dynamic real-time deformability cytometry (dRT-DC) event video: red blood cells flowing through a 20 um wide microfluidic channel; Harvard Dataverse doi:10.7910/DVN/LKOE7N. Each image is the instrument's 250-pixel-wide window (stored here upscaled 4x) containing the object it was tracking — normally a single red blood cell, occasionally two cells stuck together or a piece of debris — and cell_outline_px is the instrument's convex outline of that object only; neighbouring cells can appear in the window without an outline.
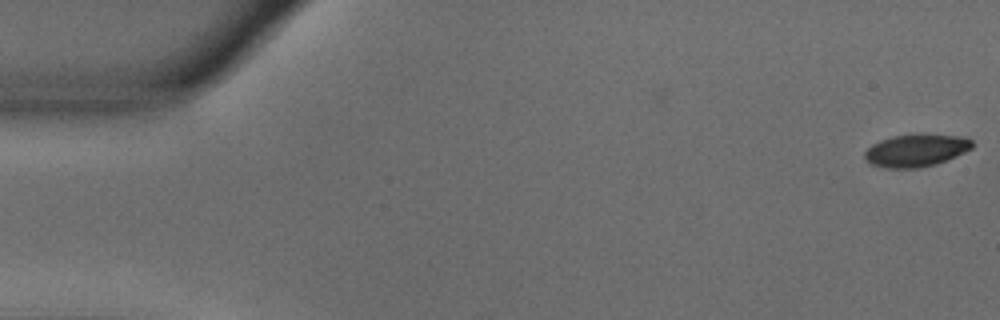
{"species": "common noctule bat (a hibernating species)", "species_latin": "Nyctalus noctula", "temperature_condition": "warm", "stored_images_in_passage": 55, "camera_frame_rate_fps": 3000, "um_per_image_px": 0.085, "animal": {"sex": "male", "body_mass_g": 18.8}, "frame": {"image": 1, "passage_image": 1, "time_ms": 0.0, "image_size_px": [1000, 320], "cell_outline_px": [[972, 148], [964, 152], [944, 160], [932, 164], [916, 168], [884, 168], [868, 164], [864, 156], [864, 152], [872, 144], [880, 140], [892, 136], [920, 132], [924, 132], [968, 136], [972, 140]], "centroid_in_image_um": [77.85, 12.73], "position_along_channel_um": 7.1, "area_um2": 20.87}}
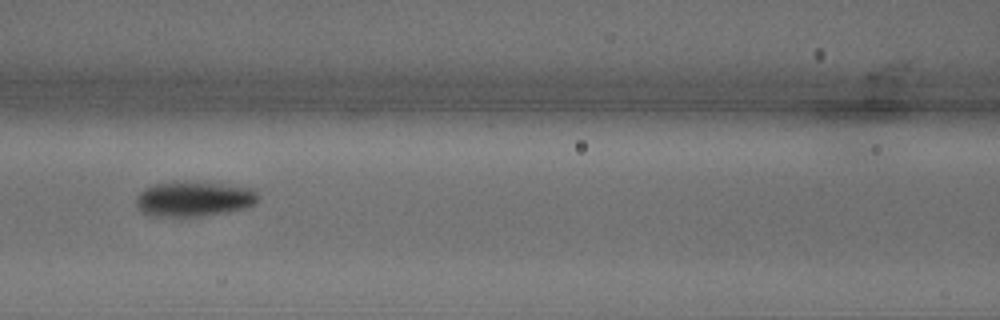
{"frame": {"image": 2, "passage_image": 24, "time_ms": 7.667, "image_size_px": [1000, 320], "cell_outline_px": [[260, 196], [248, 208], [200, 216], [148, 216], [140, 212], [136, 204], [136, 196], [144, 188], [152, 184], [172, 180], [184, 180], [228, 184], [256, 188]], "centroid_in_image_um": [16.46, 16.87], "position_along_channel_um": 150.1, "area_um2": 25.78}}
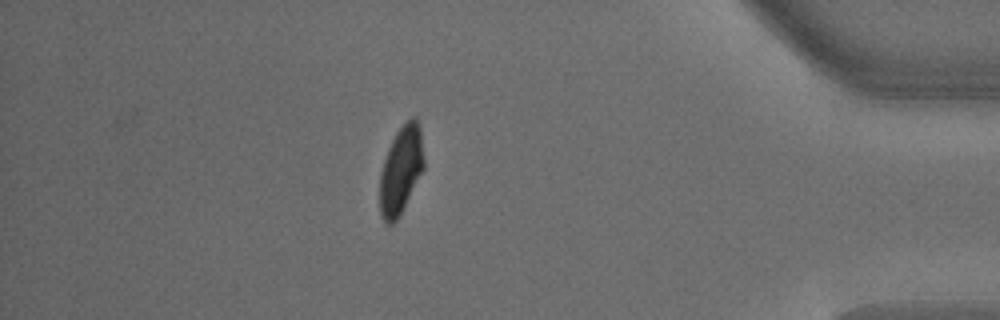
{"frame": {"image": 3, "passage_image": 48, "time_ms": 15.667, "image_size_px": [1000, 320], "cell_outline_px": [[424, 168], [396, 220], [392, 224], [388, 224], [380, 216], [380, 172], [388, 148], [396, 132], [412, 116], [416, 116], [420, 124], [424, 160]], "centroid_in_image_um": [34.08, 14.41], "position_along_channel_um": 401.1, "area_um2": 22.25}, "authors_computed_cell_mechanics": {"area_um2": 23.0044, "velocity_mm_per_s": 3.6634, "shape_relaxation_time_tau1_ms": 2.9325, "shape_relaxation_time_tau2_ms": 2.8088, "deformation_change_tau1": 0.1594, "deformation_change_tau2": 0.0603}}